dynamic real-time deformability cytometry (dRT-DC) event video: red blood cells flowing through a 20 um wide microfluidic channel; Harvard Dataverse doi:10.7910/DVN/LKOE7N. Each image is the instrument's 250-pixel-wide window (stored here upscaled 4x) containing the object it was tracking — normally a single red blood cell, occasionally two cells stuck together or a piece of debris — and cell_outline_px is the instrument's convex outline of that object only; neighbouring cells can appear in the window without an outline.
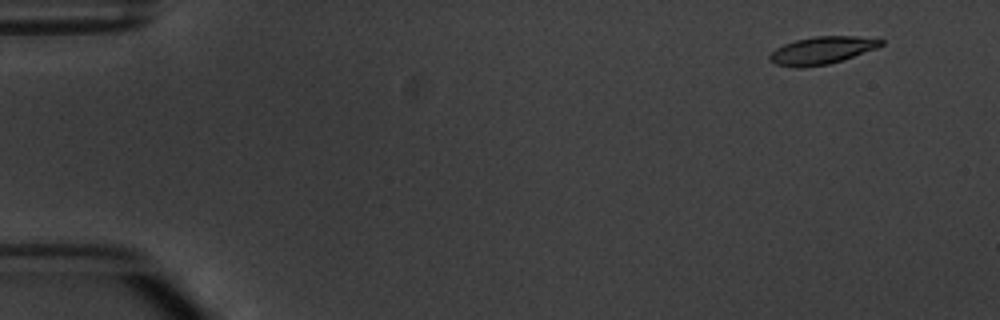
{"species": "common noctule bat (a hibernating species)", "species_latin": "Nyctalus noctula", "temperature_condition": "warm", "stored_images_in_passage": 6, "camera_frame_rate_fps": 3000, "um_per_image_px": 0.085, "animal": {"sex": "male", "body_mass_g": 20.1, "forearm_length_mm": 53.5}, "frame": {"image": 1, "passage_image": 2, "time_ms": 1.333, "image_size_px": [1000, 320], "cell_outline_px": [[884, 44], [876, 48], [828, 64], [804, 68], [800, 68], [776, 64], [768, 60], [768, 56], [776, 48], [784, 44], [796, 40], [816, 36], [856, 36], [884, 40]], "centroid_in_image_um": [69.82, 4.28], "position_along_channel_um": 15.2, "area_um2": 17.63}}
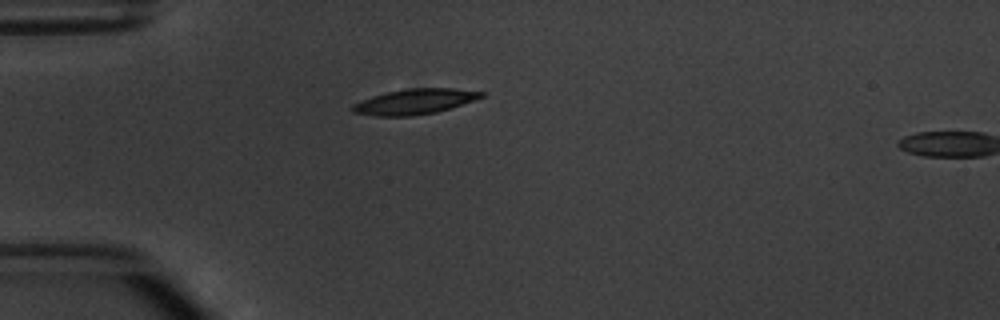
{"frame": {"image": 2, "passage_image": 5, "time_ms": 5.0, "image_size_px": [1000, 320], "cell_outline_px": [[484, 96], [436, 112], [412, 116], [376, 116], [352, 112], [352, 104], [360, 100], [372, 96], [388, 92], [408, 88], [452, 88], [484, 92]], "centroid_in_image_um": [35.18, 8.63], "position_along_channel_um": 49.8, "area_um2": 18.73}}